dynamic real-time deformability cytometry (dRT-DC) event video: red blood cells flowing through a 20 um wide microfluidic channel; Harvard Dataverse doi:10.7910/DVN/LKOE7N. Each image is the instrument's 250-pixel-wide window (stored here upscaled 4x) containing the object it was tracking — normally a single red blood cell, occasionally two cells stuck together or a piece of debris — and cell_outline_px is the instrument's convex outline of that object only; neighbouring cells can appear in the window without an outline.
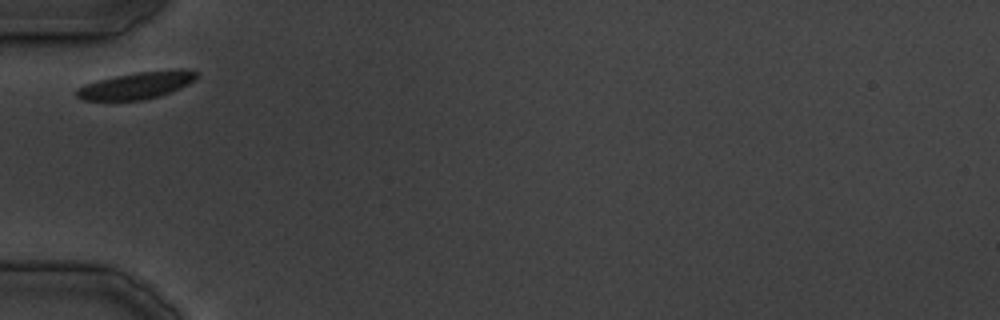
{"species": "common noctule bat (a hibernating species)", "species_latin": "Nyctalus noctula", "temperature_condition": "cold", "stored_images_in_passage": 20, "camera_frame_rate_fps": 3000, "um_per_image_px": 0.085, "animal": {"sex": "male", "body_mass_g": 19.5, "forearm_length_mm": 54.6}, "frame": {"image": 1, "passage_image": 1, "time_ms": 0.0, "image_size_px": [1000, 320], "cell_outline_px": [[196, 76], [188, 84], [180, 88], [160, 96], [144, 100], [84, 100], [76, 96], [76, 88], [84, 84], [116, 76], [140, 72], [176, 68], [184, 68], [196, 72]], "centroid_in_image_um": [11.61, 7.26], "position_along_channel_um": 73.4, "area_um2": 18.73}}
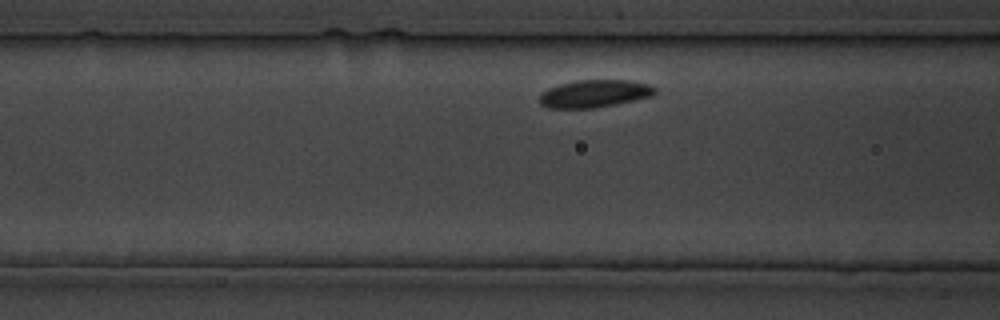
{"frame": {"image": 2, "passage_image": 4, "time_ms": 3.333, "image_size_px": [1000, 320], "cell_outline_px": [[656, 92], [652, 96], [616, 104], [596, 108], [548, 108], [540, 104], [540, 96], [548, 88], [560, 84], [576, 80], [632, 80], [648, 84], [656, 88]], "centroid_in_image_um": [50.55, 7.96], "position_along_channel_um": 116.1, "area_um2": 18.55}}
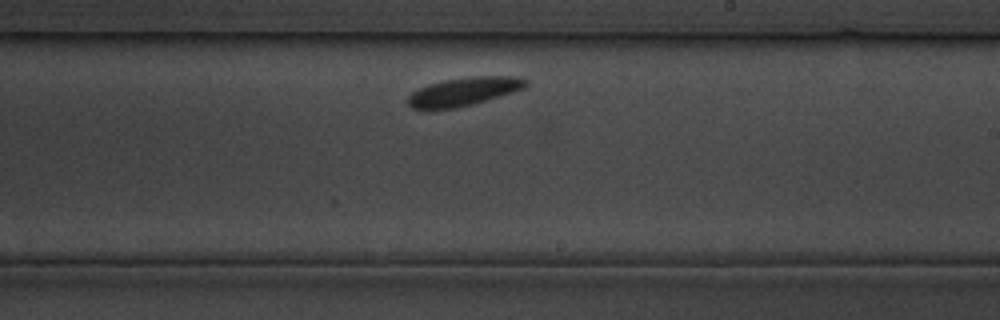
{"frame": {"image": 3, "passage_image": 12, "time_ms": 13.667, "image_size_px": [1000, 320], "cell_outline_px": [[528, 84], [524, 88], [512, 92], [472, 104], [456, 108], [412, 108], [408, 104], [408, 96], [412, 92], [428, 84], [444, 80], [468, 76], [520, 76], [528, 80]], "centroid_in_image_um": [39.46, 7.75], "position_along_channel_um": 249.5, "area_um2": 19.31}}